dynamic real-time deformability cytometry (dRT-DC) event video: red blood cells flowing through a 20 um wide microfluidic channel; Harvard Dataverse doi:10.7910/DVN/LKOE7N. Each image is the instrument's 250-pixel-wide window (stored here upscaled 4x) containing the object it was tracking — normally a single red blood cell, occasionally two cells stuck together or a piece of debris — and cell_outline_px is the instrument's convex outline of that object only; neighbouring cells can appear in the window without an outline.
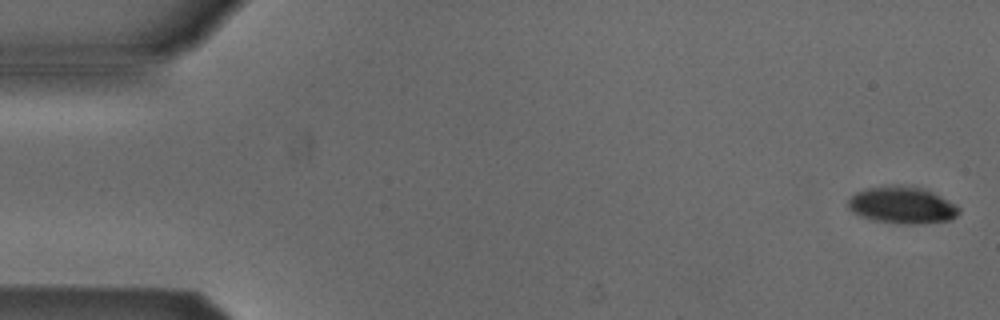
{"species": "Egyptian fruit bat (a non-hibernating species)", "species_latin": "Rousettus aegyptiacus", "temperature_condition": "cold", "stored_images_in_passage": 4, "camera_frame_rate_fps": 3000, "um_per_image_px": 0.085, "animal": {"sex": "male"}, "frame": {"image": 1, "passage_image": 1, "time_ms": 0.0, "image_size_px": [1000, 320], "cell_outline_px": [[960, 212], [952, 220], [920, 224], [904, 224], [872, 220], [860, 216], [852, 212], [848, 208], [848, 200], [856, 192], [864, 188], [920, 188], [932, 192], [956, 204], [960, 208]], "centroid_in_image_um": [76.7, 17.5], "position_along_channel_um": 8.3, "area_um2": 23.24}}